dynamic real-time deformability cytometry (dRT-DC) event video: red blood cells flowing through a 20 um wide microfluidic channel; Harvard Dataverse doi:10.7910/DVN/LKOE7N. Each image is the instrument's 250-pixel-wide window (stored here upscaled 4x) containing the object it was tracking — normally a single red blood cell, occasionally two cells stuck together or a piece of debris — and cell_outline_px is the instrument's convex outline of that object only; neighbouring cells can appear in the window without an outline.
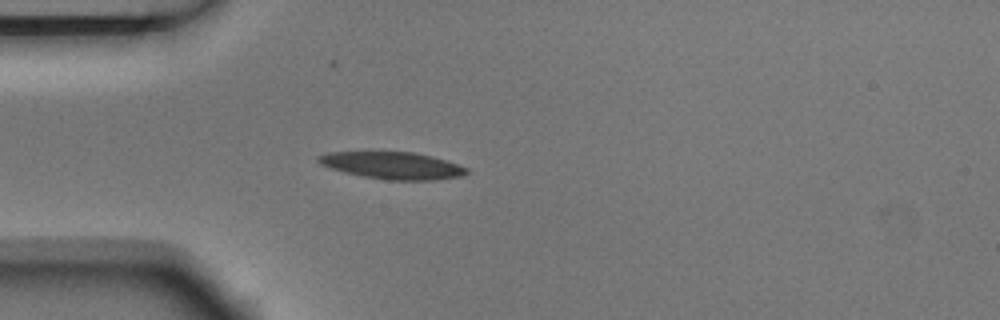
{"species": "Egyptian fruit bat (a non-hibernating species)", "species_latin": "Rousettus aegyptiacus", "temperature_condition": "room temperature", "stored_images_in_passage": 3, "camera_frame_rate_fps": 3000, "um_per_image_px": 0.085, "animal": {"sex": "male"}, "frame": {"image": 1, "passage_image": 3, "time_ms": 0.667, "image_size_px": [1000, 320], "cell_outline_px": [[468, 172], [460, 176], [432, 180], [388, 180], [364, 176], [344, 172], [320, 164], [316, 160], [316, 156], [328, 152], [412, 152], [432, 156], [448, 160], [468, 168]], "centroid_in_image_um": [33.36, 14.06], "position_along_channel_um": 51.6, "area_um2": 23.29}}